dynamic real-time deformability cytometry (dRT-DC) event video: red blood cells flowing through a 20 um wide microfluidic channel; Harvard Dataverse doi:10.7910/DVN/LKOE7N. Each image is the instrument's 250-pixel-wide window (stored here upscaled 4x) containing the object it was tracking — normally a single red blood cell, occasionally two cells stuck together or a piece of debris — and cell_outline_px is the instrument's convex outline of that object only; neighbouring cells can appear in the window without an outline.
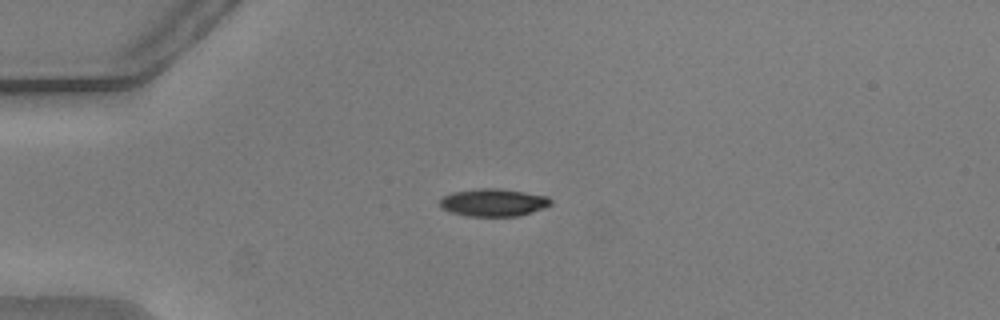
{"species": "common noctule bat (a hibernating species)", "species_latin": "Nyctalus noctula", "temperature_condition": "warm", "stored_images_in_passage": 21, "camera_frame_rate_fps": 3000, "um_per_image_px": 0.085, "animal": {"sex": "male", "body_mass_g": 20.5, "forearm_length_mm": 52.5}, "frame": {"image": 1, "passage_image": 1, "time_ms": 0.0, "image_size_px": [1000, 320], "cell_outline_px": [[552, 204], [544, 208], [520, 216], [468, 216], [452, 212], [440, 208], [440, 196], [452, 192], [476, 188], [500, 188], [548, 196], [552, 200]], "centroid_in_image_um": [41.93, 17.2], "position_along_channel_um": 43.1, "area_um2": 18.09}}